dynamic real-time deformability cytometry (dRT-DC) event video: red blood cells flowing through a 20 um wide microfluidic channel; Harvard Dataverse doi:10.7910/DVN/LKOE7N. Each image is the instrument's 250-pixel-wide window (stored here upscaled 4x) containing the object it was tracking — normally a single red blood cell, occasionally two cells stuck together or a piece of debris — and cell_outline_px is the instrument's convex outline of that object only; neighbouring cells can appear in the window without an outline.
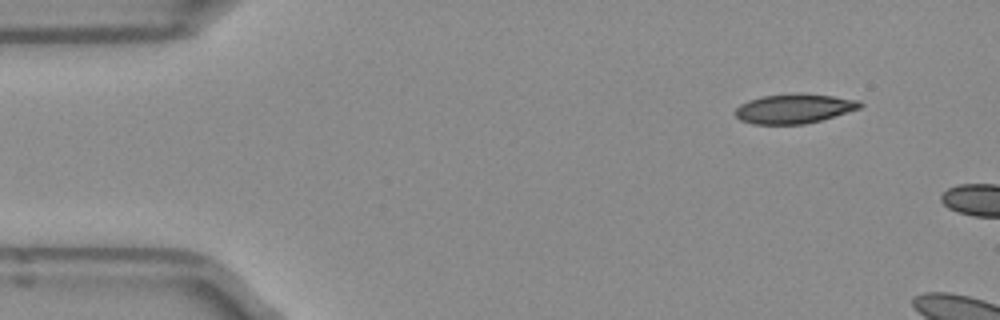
{"species": "Egyptian fruit bat (a non-hibernating species)", "species_latin": "Rousettus aegyptiacus", "temperature_condition": "room temperature", "stored_images_in_passage": 4, "camera_frame_rate_fps": 3000, "um_per_image_px": 0.085, "frame": {"image": 1, "passage_image": 1, "time_ms": 0.0, "image_size_px": [1000, 320], "cell_outline_px": [[864, 104], [860, 108], [820, 120], [804, 124], [752, 124], [740, 120], [732, 112], [740, 104], [748, 100], [764, 96], [832, 96], [856, 100]], "centroid_in_image_um": [67.42, 9.28], "position_along_channel_um": 17.6, "area_um2": 20.46}}